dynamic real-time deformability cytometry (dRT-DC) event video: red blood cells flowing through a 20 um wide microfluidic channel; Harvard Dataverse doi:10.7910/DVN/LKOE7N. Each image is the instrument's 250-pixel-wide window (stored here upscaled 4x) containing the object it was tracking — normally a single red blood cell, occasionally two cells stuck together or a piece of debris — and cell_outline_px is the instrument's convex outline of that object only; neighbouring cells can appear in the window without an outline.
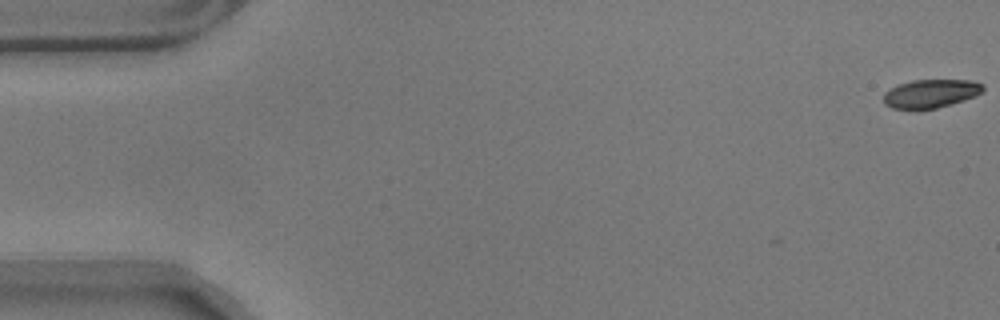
{"species": "common noctule bat (a hibernating species)", "species_latin": "Nyctalus noctula", "temperature_condition": "warm", "stored_images_in_passage": 8, "camera_frame_rate_fps": 3000, "um_per_image_px": 0.085, "animal": {"sex": "male", "body_mass_g": 17.9}, "frame": {"image": 1, "passage_image": 1, "time_ms": 0.0, "image_size_px": [1000, 320], "cell_outline_px": [[984, 92], [976, 96], [964, 100], [936, 108], [892, 108], [884, 104], [884, 92], [896, 84], [912, 80], [972, 80], [984, 84]], "centroid_in_image_um": [79.14, 7.93], "position_along_channel_um": 5.9, "area_um2": 16.53}}